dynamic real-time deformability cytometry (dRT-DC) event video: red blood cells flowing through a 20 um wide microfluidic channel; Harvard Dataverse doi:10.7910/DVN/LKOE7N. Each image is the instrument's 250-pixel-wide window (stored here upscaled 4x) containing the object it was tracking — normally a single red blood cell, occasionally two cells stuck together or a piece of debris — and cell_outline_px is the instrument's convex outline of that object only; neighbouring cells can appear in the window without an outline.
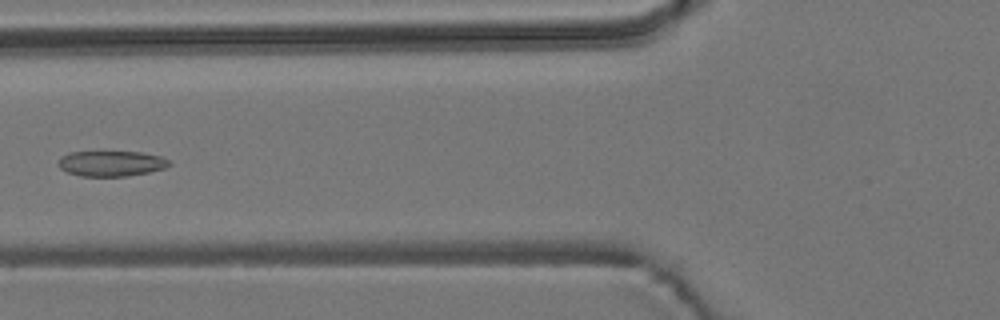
{"species": "common noctule bat (a hibernating species)", "species_latin": "Nyctalus noctula", "temperature_condition": "room temperature", "stored_images_in_passage": 6, "camera_frame_rate_fps": 3000, "um_per_image_px": 0.085, "animal": {"sex": "male", "body_mass_g": 19.2, "forearm_length_mm": 51.8}, "frame": {"image": 1, "passage_image": 6, "time_ms": 6.0, "image_size_px": [1000, 320], "cell_outline_px": [[172, 164], [164, 168], [148, 172], [128, 176], [80, 176], [68, 172], [60, 168], [56, 164], [60, 156], [68, 152], [140, 152], [160, 156], [172, 160]], "centroid_in_image_um": [9.44, 13.89], "position_along_channel_um": 116.4, "area_um2": 16.59}}